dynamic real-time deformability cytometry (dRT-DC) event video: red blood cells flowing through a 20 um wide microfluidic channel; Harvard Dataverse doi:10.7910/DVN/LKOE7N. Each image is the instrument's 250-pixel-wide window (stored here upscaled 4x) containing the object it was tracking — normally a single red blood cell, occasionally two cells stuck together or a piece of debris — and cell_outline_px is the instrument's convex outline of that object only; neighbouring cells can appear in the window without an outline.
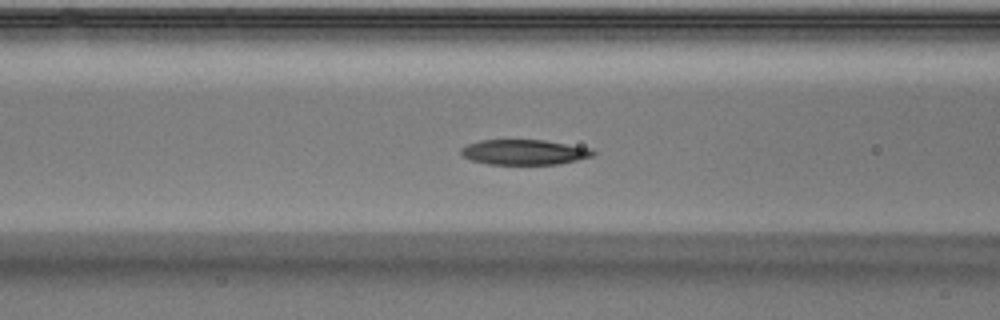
{"species": "Egyptian fruit bat (a non-hibernating species)", "species_latin": "Rousettus aegyptiacus", "temperature_condition": "warm", "stored_images_in_passage": 12, "camera_frame_rate_fps": 3000, "um_per_image_px": 0.085, "animal": {"sex": "male"}, "frame": {"image": 1, "passage_image": 4, "time_ms": 1.0, "image_size_px": [1000, 320], "cell_outline_px": [[588, 152], [580, 156], [564, 160], [520, 164], [492, 160], [504, 140], [524, 140], [552, 144], [576, 148]], "centroid_in_image_um": [45.41, 12.94], "position_along_channel_um": 121.2, "area_um2": 11.16}}